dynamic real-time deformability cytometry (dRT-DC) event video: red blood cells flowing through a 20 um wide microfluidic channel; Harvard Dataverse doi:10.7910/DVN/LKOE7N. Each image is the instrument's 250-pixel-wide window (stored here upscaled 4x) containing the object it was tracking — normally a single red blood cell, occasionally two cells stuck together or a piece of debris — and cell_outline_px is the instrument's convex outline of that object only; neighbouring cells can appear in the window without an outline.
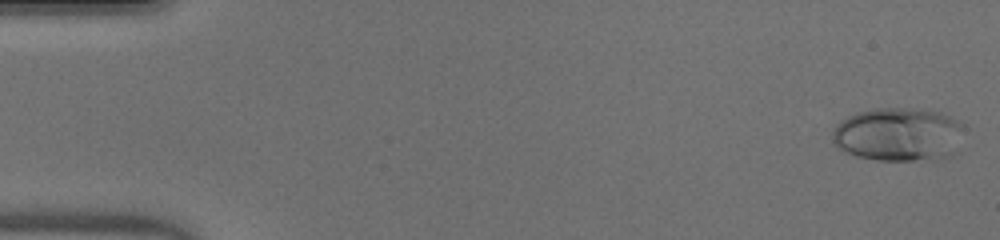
{"species": "human", "species_latin": "Homo sapiens", "temperature_condition": "warm", "stored_images_in_passage": 49, "camera_frame_rate_fps": 3000, "um_per_image_px": 0.085, "donor": {"sex": "male"}, "frame": {"image": 1, "passage_image": 1, "time_ms": 0.0, "image_size_px": [1000, 240], "cell_outline_px": [[964, 124], [932, 156], [912, 160], [876, 160], [856, 156], [844, 152], [832, 144], [832, 132], [840, 120], [856, 112], [876, 108], [912, 108], [940, 112], [952, 116]], "centroid_in_image_um": [76.02, 11.34], "position_along_channel_um": 9.0, "area_um2": 38.61}}
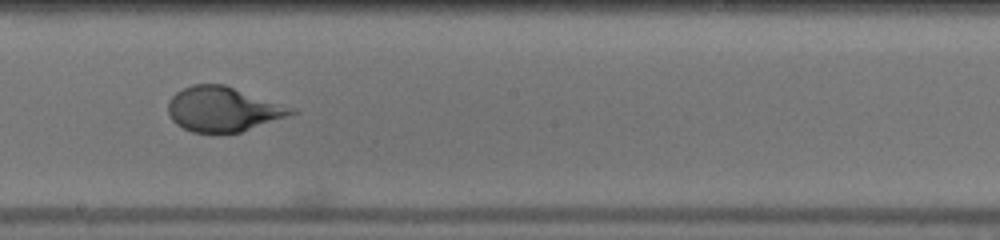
{"frame": {"image": 2, "passage_image": 28, "time_ms": 9.0, "image_size_px": [1000, 240], "cell_outline_px": [[300, 112], [240, 132], [192, 132], [176, 124], [172, 120], [168, 112], [168, 100], [176, 92], [192, 84], [224, 84], [296, 108]], "centroid_in_image_um": [18.97, 9.27], "position_along_channel_um": 229.2, "area_um2": 32.08}}
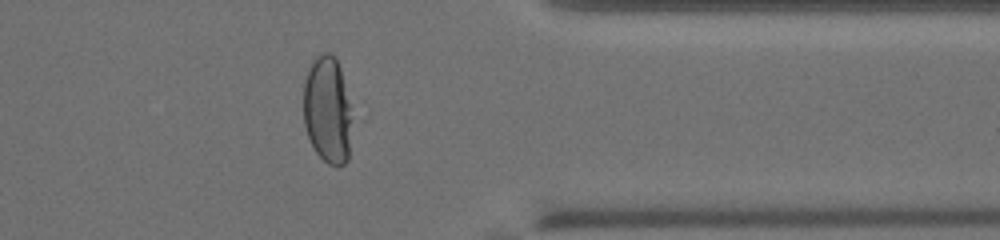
{"frame": {"image": 3, "passage_image": 40, "time_ms": 13.0, "image_size_px": [1000, 240], "cell_outline_px": [[348, 160], [344, 164], [328, 164], [316, 152], [308, 136], [304, 124], [304, 80], [308, 68], [312, 60], [316, 56], [324, 52], [328, 52], [336, 56], [340, 68], [348, 104]], "centroid_in_image_um": [27.76, 9.28], "position_along_channel_um": 383.6, "area_um2": 29.25}, "authors_computed_cell_mechanics": {"area_um2": 34.969, "velocity_mm_per_s": 4.1091, "shape_relaxation_time_tau1_ms": 5.7721, "shape_relaxation_time_tau2_ms": null, "deformation_change_tau1": 0.2737, "deformation_change_tau2": null}}